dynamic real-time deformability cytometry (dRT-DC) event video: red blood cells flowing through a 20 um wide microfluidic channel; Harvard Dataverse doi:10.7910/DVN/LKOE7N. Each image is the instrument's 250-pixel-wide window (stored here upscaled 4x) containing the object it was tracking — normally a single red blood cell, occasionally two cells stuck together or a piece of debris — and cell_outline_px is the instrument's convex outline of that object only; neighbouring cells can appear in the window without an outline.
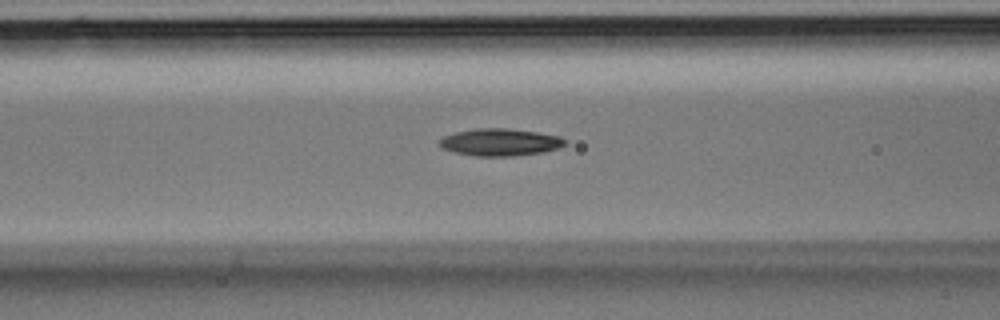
{"species": "Egyptian fruit bat (a non-hibernating species)", "species_latin": "Rousettus aegyptiacus", "temperature_condition": "room temperature", "stored_images_in_passage": 35, "camera_frame_rate_fps": 3000, "um_per_image_px": 0.085, "animal": {"sex": "male"}, "frame": {"image": 1, "passage_image": 14, "time_ms": 4.333, "image_size_px": [1000, 320], "cell_outline_px": [[568, 140], [560, 148], [544, 152], [512, 156], [476, 156], [452, 152], [444, 148], [440, 144], [440, 140], [444, 136], [456, 132], [476, 128], [508, 128], [536, 132], [560, 136]], "centroid_in_image_um": [42.54, 12.09], "position_along_channel_um": 124.1, "area_um2": 19.94}}
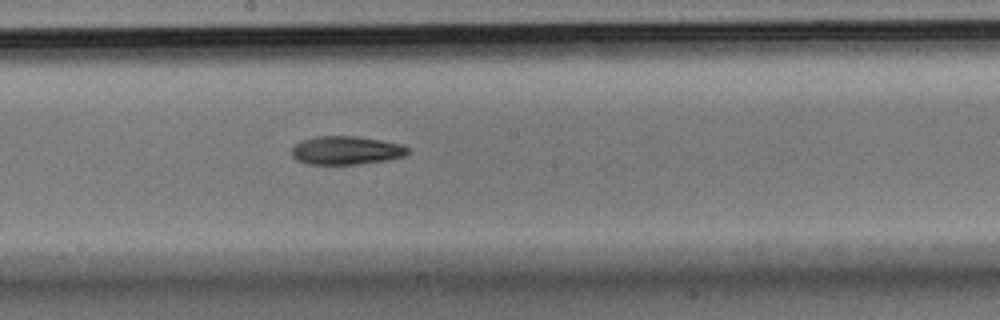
{"frame": {"image": 2, "passage_image": 19, "time_ms": 6.0, "image_size_px": [1000, 320], "cell_outline_px": [[408, 152], [404, 156], [388, 160], [360, 164], [308, 164], [296, 160], [292, 156], [292, 148], [300, 140], [316, 136], [356, 136], [404, 144], [408, 148]], "centroid_in_image_um": [29.42, 12.78], "position_along_channel_um": 218.8, "area_um2": 19.36}}
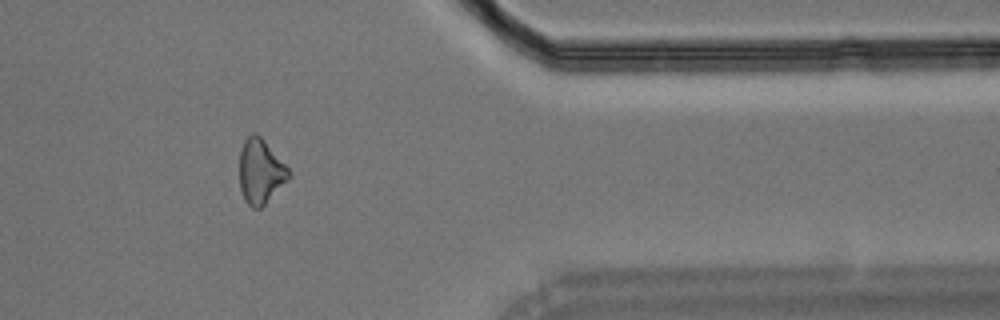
{"frame": {"image": 3, "passage_image": 29, "time_ms": 9.333, "image_size_px": [1000, 320], "cell_outline_px": [[292, 172], [288, 180], [260, 208], [252, 208], [244, 200], [240, 188], [240, 148], [244, 140], [252, 132], [256, 132], [264, 140]], "centroid_in_image_um": [22.14, 14.56], "position_along_channel_um": 389.3, "area_um2": 18.5}}